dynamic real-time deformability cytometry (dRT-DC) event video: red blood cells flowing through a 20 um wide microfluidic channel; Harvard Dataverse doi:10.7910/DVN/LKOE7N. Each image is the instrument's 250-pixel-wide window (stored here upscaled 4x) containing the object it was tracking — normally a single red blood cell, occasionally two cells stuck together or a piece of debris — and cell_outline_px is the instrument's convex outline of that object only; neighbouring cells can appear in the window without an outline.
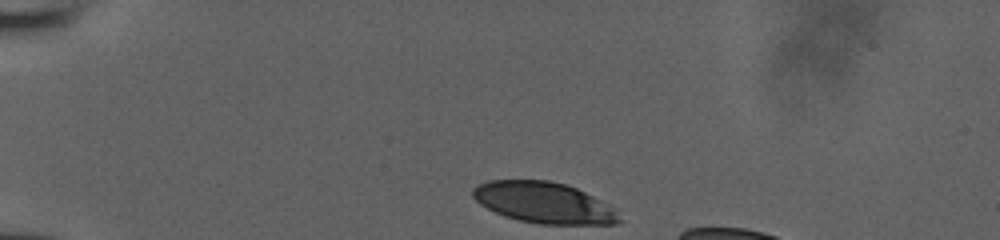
{"species": "human", "species_latin": "Homo sapiens", "temperature_condition": "room temperature", "stored_images_in_passage": 33, "camera_frame_rate_fps": 3000, "um_per_image_px": 0.085, "donor": {"sex": "male"}, "frame": {"image": 1, "passage_image": 1, "time_ms": 0.0, "image_size_px": [1000, 240], "cell_outline_px": [[624, 220], [616, 224], [540, 224], [520, 220], [504, 216], [480, 204], [472, 196], [472, 188], [476, 184], [488, 180], [548, 180], [564, 184], [576, 188], [620, 208]], "centroid_in_image_um": [46.32, 17.23], "position_along_channel_um": 38.7, "area_um2": 35.6}}
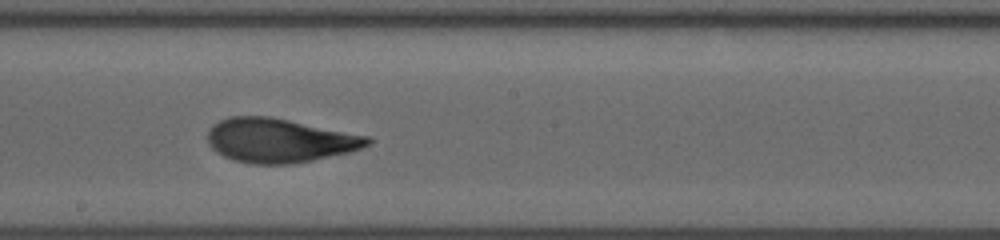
{"frame": {"image": 2, "passage_image": 19, "time_ms": 6.0, "image_size_px": [1000, 240], "cell_outline_px": [[372, 144], [348, 152], [312, 160], [292, 164], [252, 164], [236, 160], [224, 156], [216, 152], [208, 144], [208, 128], [212, 124], [228, 116], [272, 116], [368, 136], [372, 140]], "centroid_in_image_um": [23.72, 11.92], "position_along_channel_um": 224.5, "area_um2": 41.15}}
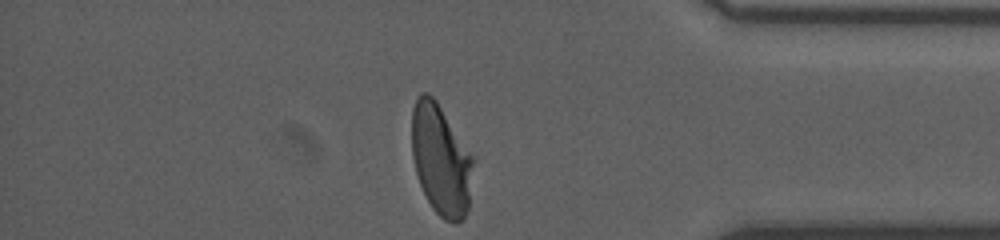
{"frame": {"image": 3, "passage_image": 33, "time_ms": 10.667, "image_size_px": [1000, 240], "cell_outline_px": [[476, 160], [468, 208], [464, 220], [456, 224], [444, 220], [432, 208], [420, 184], [416, 172], [412, 156], [412, 108], [416, 96], [420, 92], [428, 92], [436, 100]], "centroid_in_image_um": [37.5, 13.59], "position_along_channel_um": 397.7, "area_um2": 40.23}}